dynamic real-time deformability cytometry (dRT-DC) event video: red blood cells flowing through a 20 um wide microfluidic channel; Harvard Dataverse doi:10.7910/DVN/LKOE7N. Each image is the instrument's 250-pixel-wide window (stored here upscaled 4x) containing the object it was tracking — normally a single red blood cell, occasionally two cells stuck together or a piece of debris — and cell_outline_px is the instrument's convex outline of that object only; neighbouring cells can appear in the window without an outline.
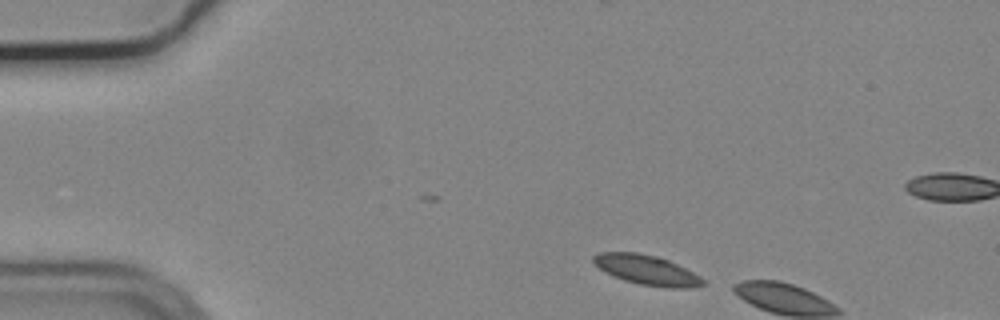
{"species": "common noctule bat (a hibernating species)", "species_latin": "Nyctalus noctula", "temperature_condition": "cold", "stored_images_in_passage": 3, "camera_frame_rate_fps": 3000, "um_per_image_px": 0.085, "animal": {"sex": "male", "body_mass_g": 19.2, "forearm_length_mm": 51.8}, "frame": {"image": 1, "passage_image": 1, "time_ms": 0.0, "image_size_px": [1000, 320], "cell_outline_px": [[704, 284], [692, 288], [668, 288], [640, 284], [624, 280], [604, 272], [592, 260], [592, 256], [600, 252], [636, 252], [656, 256], [668, 260], [700, 276], [704, 280]], "centroid_in_image_um": [54.96, 22.95], "position_along_channel_um": 30.0, "area_um2": 18.84}}